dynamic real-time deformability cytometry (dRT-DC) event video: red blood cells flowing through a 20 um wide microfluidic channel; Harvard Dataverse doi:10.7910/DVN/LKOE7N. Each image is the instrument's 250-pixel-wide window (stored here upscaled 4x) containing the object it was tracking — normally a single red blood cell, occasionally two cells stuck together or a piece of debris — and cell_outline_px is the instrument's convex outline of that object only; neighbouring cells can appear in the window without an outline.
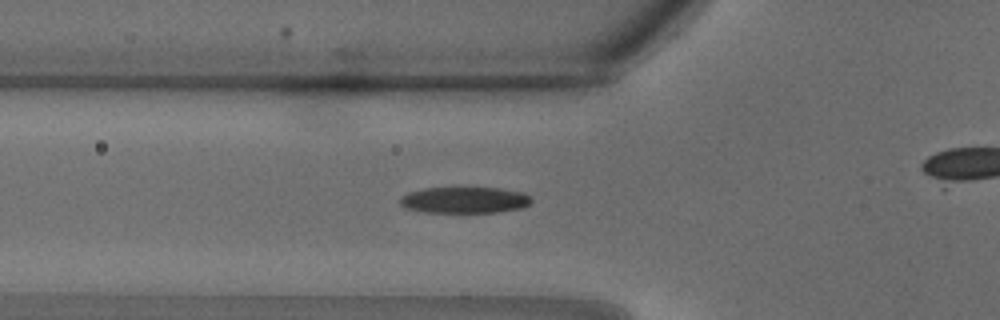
{"species": "common noctule bat (a hibernating species)", "species_latin": "Nyctalus noctula", "temperature_condition": "warm", "stored_images_in_passage": 23, "camera_frame_rate_fps": 3000, "um_per_image_px": 0.085, "animal": {"sex": "male", "body_mass_g": 18.8}, "frame": {"image": 1, "passage_image": 6, "time_ms": 1.667, "image_size_px": [1000, 320], "cell_outline_px": [[532, 200], [528, 204], [520, 208], [500, 212], [424, 212], [408, 208], [400, 204], [396, 200], [400, 196], [408, 192], [424, 188], [500, 188], [524, 192], [532, 196]], "centroid_in_image_um": [39.48, 16.99], "position_along_channel_um": 86.3, "area_um2": 20.23}}
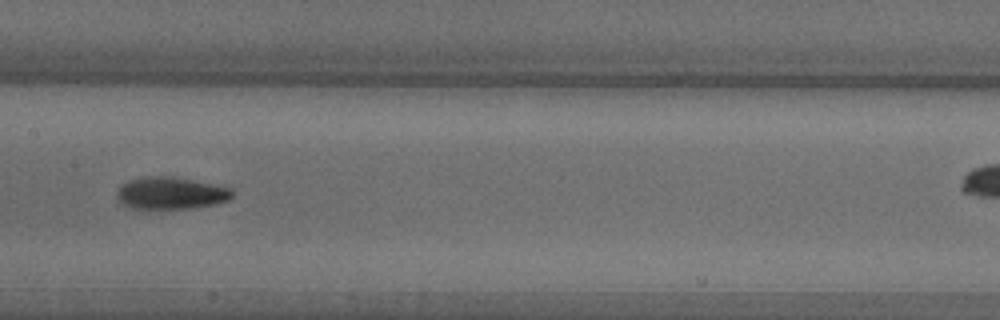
{"frame": {"image": 2, "passage_image": 11, "time_ms": 3.333, "image_size_px": [1000, 320], "cell_outline_px": [[232, 196], [228, 200], [216, 204], [196, 208], [132, 208], [124, 204], [116, 196], [116, 192], [128, 180], [148, 176], [176, 176], [232, 188]], "centroid_in_image_um": [14.56, 16.4], "position_along_channel_um": 192.8, "area_um2": 21.56}}
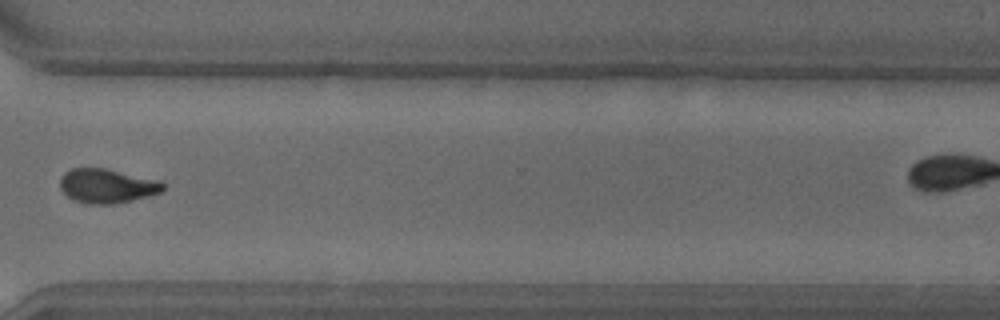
{"frame": {"image": 3, "passage_image": 19, "time_ms": 6.0, "image_size_px": [1000, 320], "cell_outline_px": [[164, 188], [160, 192], [148, 196], [132, 200], [112, 204], [88, 204], [76, 200], [68, 196], [60, 188], [60, 176], [64, 172], [72, 168], [104, 168], [160, 180], [164, 184]], "centroid_in_image_um": [9.08, 15.79], "position_along_channel_um": 361.5, "area_um2": 20.46}}